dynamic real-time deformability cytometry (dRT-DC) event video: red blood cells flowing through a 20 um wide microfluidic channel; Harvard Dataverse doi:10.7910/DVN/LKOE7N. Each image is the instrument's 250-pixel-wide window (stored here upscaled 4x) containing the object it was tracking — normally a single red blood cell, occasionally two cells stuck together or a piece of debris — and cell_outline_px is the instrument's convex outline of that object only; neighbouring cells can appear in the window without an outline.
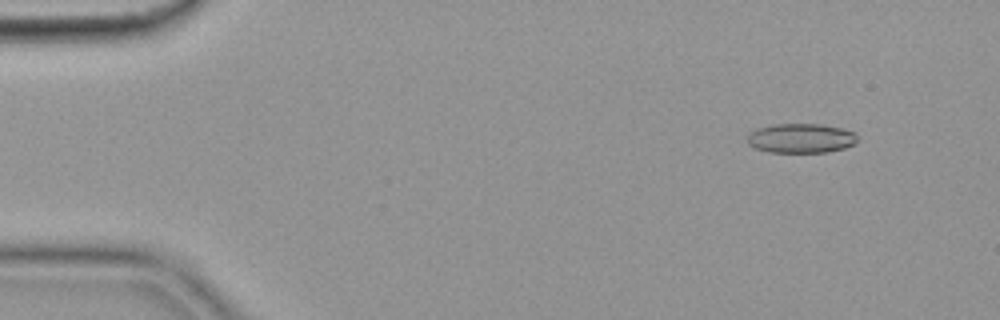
{"species": "common noctule bat (a hibernating species)", "species_latin": "Nyctalus noctula", "temperature_condition": "cold", "stored_images_in_passage": 56, "camera_frame_rate_fps": 3000, "um_per_image_px": 0.085, "animal": {"sex": "female", "body_mass_g": 19.9}, "frame": {"image": 1, "passage_image": 6, "time_ms": 1.667, "image_size_px": [1000, 320], "cell_outline_px": [[860, 136], [852, 144], [844, 148], [828, 152], [768, 152], [756, 148], [748, 144], [748, 136], [756, 128], [776, 124], [820, 124], [840, 128], [856, 132]], "centroid_in_image_um": [68.1, 11.75], "position_along_channel_um": 16.9, "area_um2": 18.84}}
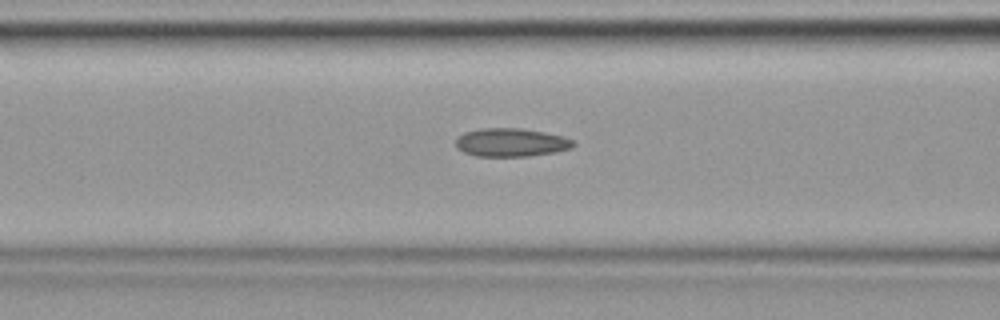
{"frame": {"image": 2, "passage_image": 23, "time_ms": 7.333, "image_size_px": [1000, 320], "cell_outline_px": [[576, 144], [572, 148], [556, 152], [528, 156], [476, 156], [464, 152], [456, 148], [456, 140], [464, 132], [480, 128], [520, 128], [544, 132], [564, 136], [572, 140]], "centroid_in_image_um": [43.46, 12.1], "position_along_channel_um": 123.1, "area_um2": 19.48}}
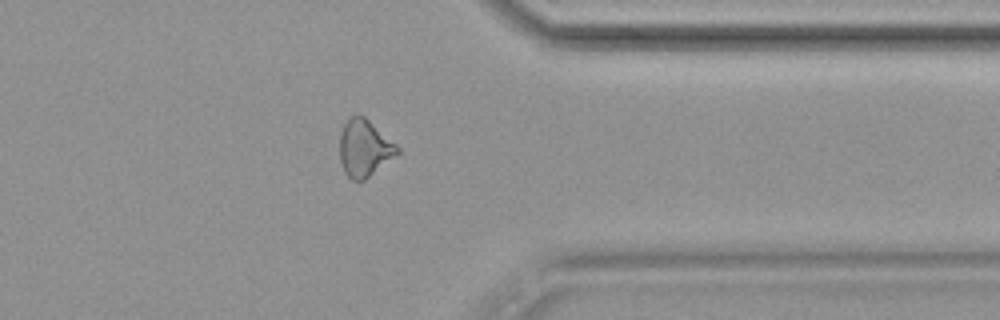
{"frame": {"image": 3, "passage_image": 45, "time_ms": 14.667, "image_size_px": [1000, 320], "cell_outline_px": [[400, 152], [364, 180], [352, 180], [344, 172], [340, 160], [340, 132], [344, 124], [356, 112], [364, 116], [396, 144], [400, 148]], "centroid_in_image_um": [30.96, 12.57], "position_along_channel_um": 380.4, "area_um2": 18.96}, "authors_computed_cell_mechanics": {"area_um2": 19.1029, "velocity_mm_per_s": 3.6148, "shape_relaxation_time_tau1_ms": null, "shape_relaxation_time_tau2_ms": 3.9853, "deformation_change_tau1": null, "deformation_change_tau2": 0.1219}}